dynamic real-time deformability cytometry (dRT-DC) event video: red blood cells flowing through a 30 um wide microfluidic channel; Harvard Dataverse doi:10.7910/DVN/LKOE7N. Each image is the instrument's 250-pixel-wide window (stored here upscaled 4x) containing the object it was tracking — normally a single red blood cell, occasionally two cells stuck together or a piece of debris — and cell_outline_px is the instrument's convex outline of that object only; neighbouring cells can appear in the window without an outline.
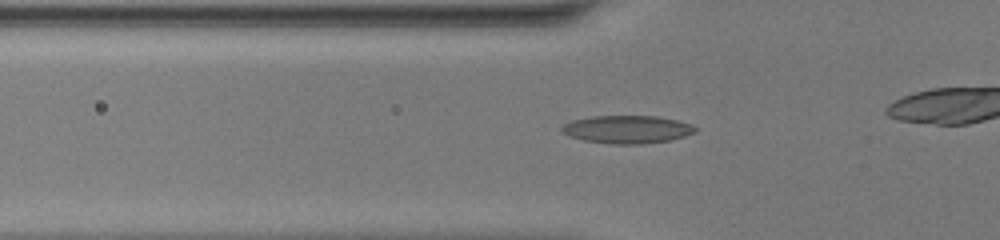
{"species": "common noctule bat (a hibernating species)", "species_latin": "Nyctalus noctula", "temperature_condition": "warm", "stored_images_in_passage": 37, "camera_frame_rate_fps": 3000, "um_per_image_px": 0.085, "animal": {"sex": "female", "body_mass_g": 20.0, "forearm_length_mm": 54.0}, "frame": {"image": 1, "passage_image": 14, "time_ms": 4.333, "image_size_px": [1000, 240], "cell_outline_px": [[696, 132], [684, 136], [668, 140], [640, 144], [612, 144], [584, 140], [572, 136], [564, 132], [560, 128], [564, 124], [572, 120], [592, 116], [656, 116], [676, 120], [692, 124], [696, 128]], "centroid_in_image_um": [53.32, 10.99], "position_along_channel_um": 72.5, "area_um2": 21.44}}
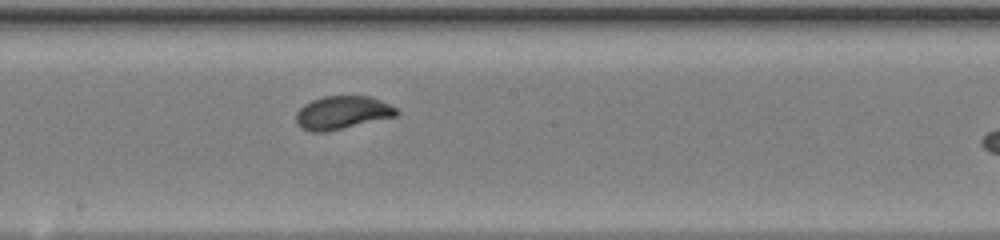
{"frame": {"image": 2, "passage_image": 24, "time_ms": 7.667, "image_size_px": [1000, 240], "cell_outline_px": [[400, 112], [396, 116], [324, 132], [312, 132], [300, 128], [296, 124], [296, 112], [304, 104], [312, 100], [324, 96], [372, 96], [396, 108]], "centroid_in_image_um": [29.06, 9.57], "position_along_channel_um": 219.1, "area_um2": 19.36}}
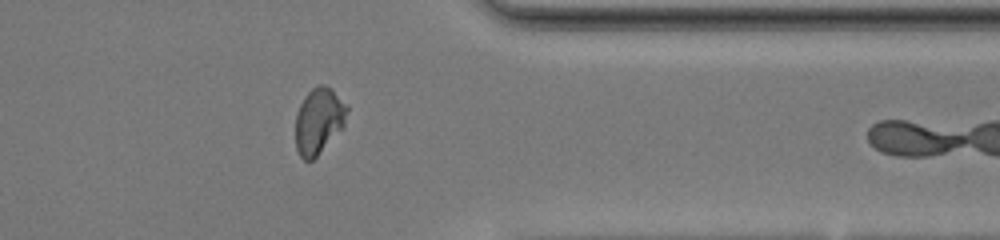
{"frame": {"image": 3, "passage_image": 36, "time_ms": 11.667, "image_size_px": [1000, 240], "cell_outline_px": [[348, 108], [344, 128], [312, 160], [304, 160], [300, 156], [296, 148], [296, 112], [304, 96], [316, 84], [324, 84], [332, 88], [348, 104]], "centroid_in_image_um": [27.12, 10.23], "position_along_channel_um": 384.3, "area_um2": 20.17}}